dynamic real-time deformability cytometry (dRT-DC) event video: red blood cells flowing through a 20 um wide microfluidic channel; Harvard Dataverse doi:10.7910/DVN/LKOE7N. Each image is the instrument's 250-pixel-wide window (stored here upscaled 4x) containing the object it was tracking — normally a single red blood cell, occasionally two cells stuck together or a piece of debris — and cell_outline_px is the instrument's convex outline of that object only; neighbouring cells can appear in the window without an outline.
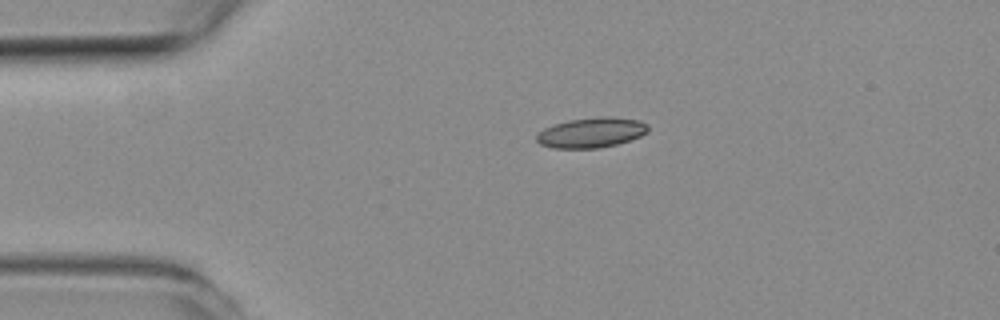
{"species": "common noctule bat (a hibernating species)", "species_latin": "Nyctalus noctula", "temperature_condition": "room temperature", "stored_images_in_passage": 2, "camera_frame_rate_fps": 3000, "um_per_image_px": 0.085, "animal": {"sex": "female", "body_mass_g": 19.3, "forearm_length_mm": 54.1}, "frame": {"image": 1, "passage_image": 1, "time_ms": 0.0, "image_size_px": [1000, 320], "cell_outline_px": [[632, 136], [624, 140], [608, 144], [552, 144], [584, 120], [624, 120], [632, 132]], "centroid_in_image_um": [50.73, 11.29], "position_along_channel_um": 34.3, "area_um2": 10.17}}